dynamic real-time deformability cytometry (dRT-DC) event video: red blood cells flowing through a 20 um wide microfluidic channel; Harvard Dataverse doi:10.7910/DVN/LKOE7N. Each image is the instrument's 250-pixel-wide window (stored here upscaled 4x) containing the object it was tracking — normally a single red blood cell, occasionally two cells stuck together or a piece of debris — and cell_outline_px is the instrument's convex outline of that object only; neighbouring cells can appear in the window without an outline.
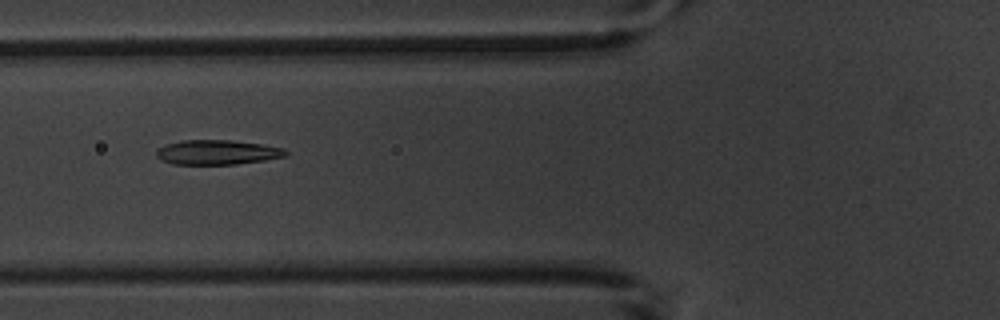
{"species": "common noctule bat (a hibernating species)", "species_latin": "Nyctalus noctula", "temperature_condition": "warm", "stored_images_in_passage": 5, "camera_frame_rate_fps": 3000, "um_per_image_px": 0.085, "animal": {"sex": "male", "body_mass_g": 20.1, "forearm_length_mm": 53.5}, "frame": {"image": 1, "passage_image": 4, "time_ms": 3.333, "image_size_px": [1000, 320], "cell_outline_px": [[288, 156], [264, 160], [236, 164], [172, 164], [160, 160], [156, 156], [156, 148], [164, 144], [184, 140], [232, 140], [260, 144], [284, 148], [288, 152]], "centroid_in_image_um": [18.43, 12.94], "position_along_channel_um": 107.4, "area_um2": 18.73}}
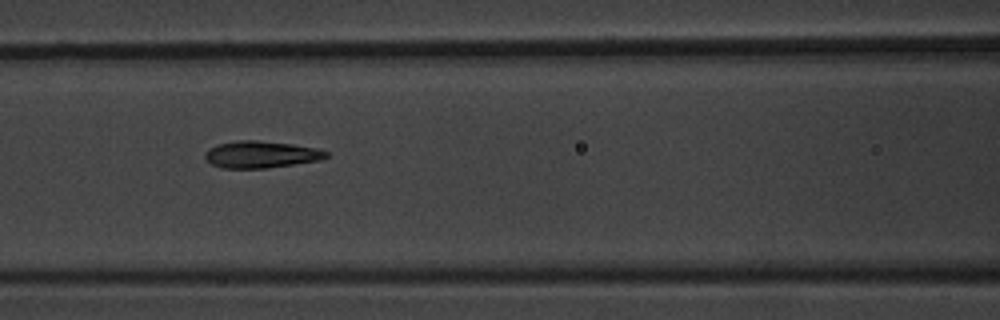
{"frame": {"image": 2, "passage_image": 5, "time_ms": 4.333, "image_size_px": [1000, 320], "cell_outline_px": [[328, 156], [320, 160], [268, 168], [220, 168], [212, 164], [204, 156], [208, 148], [216, 144], [236, 140], [256, 140], [292, 144], [320, 148], [328, 152]], "centroid_in_image_um": [22.19, 13.12], "position_along_channel_um": 144.4, "area_um2": 19.13}}